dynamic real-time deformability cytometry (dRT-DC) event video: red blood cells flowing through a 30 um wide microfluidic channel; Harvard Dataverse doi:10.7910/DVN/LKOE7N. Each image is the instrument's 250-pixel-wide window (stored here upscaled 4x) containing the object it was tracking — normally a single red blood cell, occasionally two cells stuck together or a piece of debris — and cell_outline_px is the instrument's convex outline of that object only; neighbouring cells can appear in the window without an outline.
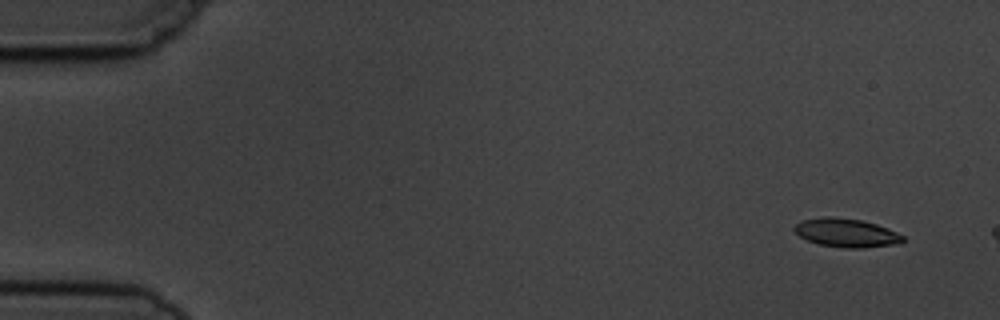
{"species": "common noctule bat (a hibernating species)", "species_latin": "Nyctalus noctula", "temperature_condition": "cold", "stored_images_in_passage": 5, "segment_of_instrument_passage": [2, 2], "camera_frame_rate_fps": 3000, "um_per_image_px": 0.085, "animal": {"sex": "male", "body_mass_g": 19.5, "forearm_length_mm": 54.6}, "frame": {"image": 1, "passage_image": 5, "time_ms": 5.333, "image_size_px": [1000, 320], "cell_outline_px": [[904, 240], [900, 244], [864, 248], [844, 248], [820, 244], [808, 240], [800, 236], [792, 228], [800, 220], [824, 216], [832, 216], [860, 220], [876, 224], [888, 228], [904, 236]], "centroid_in_image_um": [71.95, 19.79], "position_along_channel_um": 13.1, "area_um2": 18.21}}